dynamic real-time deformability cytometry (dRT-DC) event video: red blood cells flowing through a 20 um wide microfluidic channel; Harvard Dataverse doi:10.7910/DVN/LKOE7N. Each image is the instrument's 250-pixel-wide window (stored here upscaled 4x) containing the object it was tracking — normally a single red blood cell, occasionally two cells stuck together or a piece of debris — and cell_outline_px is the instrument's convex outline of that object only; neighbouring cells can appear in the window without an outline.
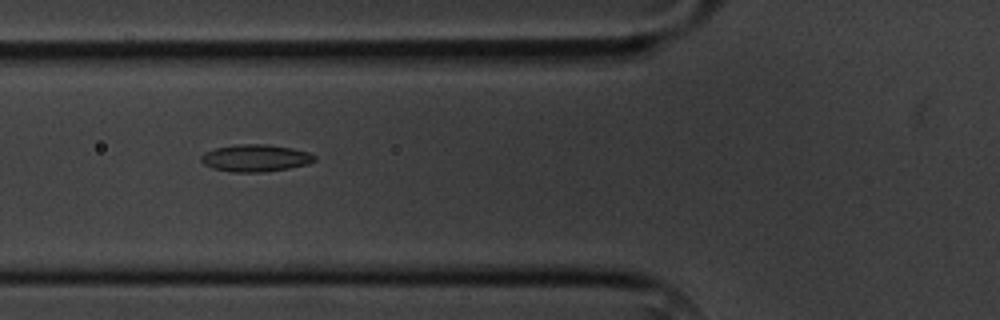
{"species": "common noctule bat (a hibernating species)", "species_latin": "Nyctalus noctula", "temperature_condition": "cold", "stored_images_in_passage": 6, "camera_frame_rate_fps": 3000, "um_per_image_px": 0.085, "animal": {"sex": "male", "body_mass_g": 20.1, "forearm_length_mm": 53.5}, "frame": {"image": 1, "passage_image": 5, "time_ms": 6.333, "image_size_px": [1000, 320], "cell_outline_px": [[316, 160], [308, 164], [288, 168], [264, 172], [232, 172], [212, 168], [204, 164], [200, 160], [200, 156], [204, 152], [216, 148], [236, 144], [264, 144], [292, 148], [308, 152], [316, 156]], "centroid_in_image_um": [21.7, 13.43], "position_along_channel_um": 104.1, "area_um2": 17.98}}
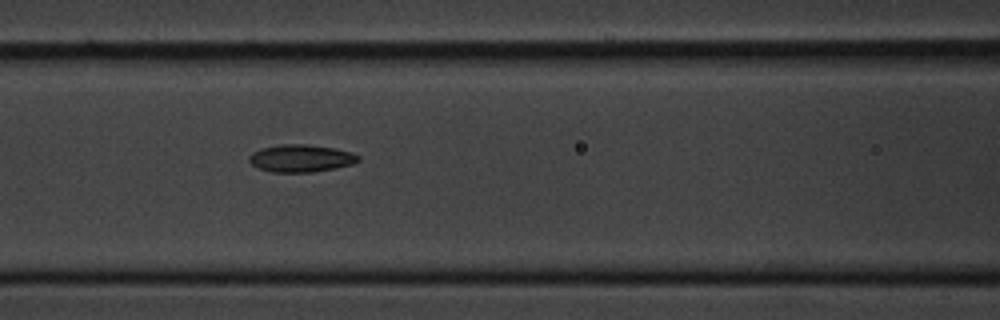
{"frame": {"image": 2, "passage_image": 6, "time_ms": 7.333, "image_size_px": [1000, 320], "cell_outline_px": [[360, 160], [352, 164], [336, 168], [312, 172], [272, 172], [260, 168], [252, 164], [248, 160], [248, 156], [252, 152], [260, 148], [280, 144], [304, 144], [332, 148], [352, 152], [360, 156]], "centroid_in_image_um": [25.57, 13.45], "position_along_channel_um": 141.0, "area_um2": 17.46}}